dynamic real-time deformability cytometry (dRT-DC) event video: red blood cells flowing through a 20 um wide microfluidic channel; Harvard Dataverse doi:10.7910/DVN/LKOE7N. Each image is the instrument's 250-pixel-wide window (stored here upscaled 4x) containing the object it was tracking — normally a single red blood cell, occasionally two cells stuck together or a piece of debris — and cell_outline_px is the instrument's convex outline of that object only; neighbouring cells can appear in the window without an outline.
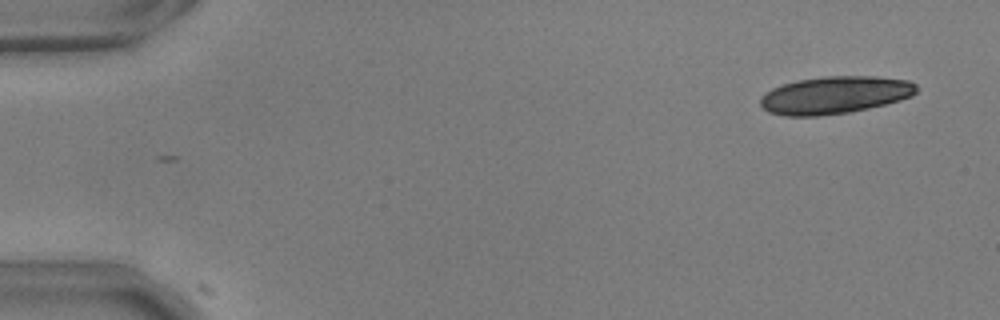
{"species": "common noctule bat (a hibernating species)", "species_latin": "Nyctalus noctula", "temperature_condition": "warm", "stored_images_in_passage": 3, "camera_frame_rate_fps": 3000, "um_per_image_px": 0.085, "animal": {"sex": "male", "body_mass_g": 17.9, "forearm_length_mm": 54.2}, "frame": {"image": 1, "passage_image": 2, "time_ms": 0.333, "image_size_px": [1000, 320], "cell_outline_px": [[916, 92], [912, 96], [900, 100], [868, 108], [848, 112], [816, 116], [784, 116], [768, 112], [760, 104], [760, 96], [772, 88], [784, 84], [800, 80], [824, 76], [876, 76], [908, 80], [916, 84]], "centroid_in_image_um": [70.95, 8.08], "position_along_channel_um": 14.1, "area_um2": 33.99}}